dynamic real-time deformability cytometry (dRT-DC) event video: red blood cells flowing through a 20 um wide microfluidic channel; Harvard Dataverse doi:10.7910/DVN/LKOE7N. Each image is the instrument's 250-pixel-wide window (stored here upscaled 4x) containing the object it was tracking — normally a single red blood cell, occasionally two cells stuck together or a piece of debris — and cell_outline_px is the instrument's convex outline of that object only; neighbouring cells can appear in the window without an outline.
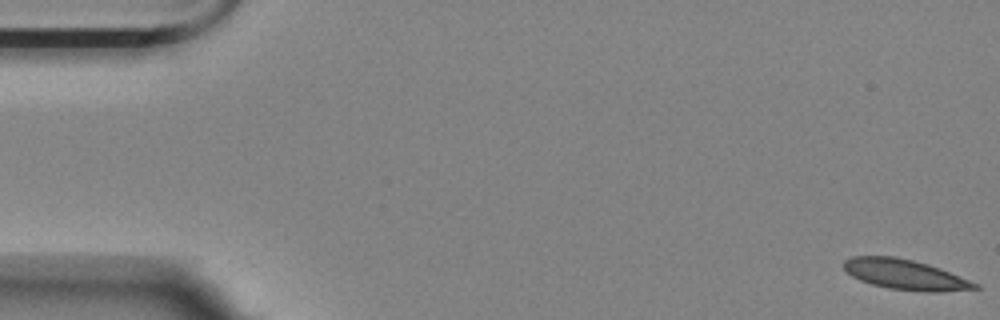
{"species": "Egyptian fruit bat (a non-hibernating species)", "species_latin": "Rousettus aegyptiacus", "temperature_condition": "room temperature", "stored_images_in_passage": 10, "camera_frame_rate_fps": 3000, "um_per_image_px": 0.085, "animal": {"sex": "female"}, "frame": {"image": 1, "passage_image": 1, "time_ms": 0.0, "image_size_px": [1000, 320], "cell_outline_px": [[980, 288], [940, 292], [924, 292], [888, 288], [872, 284], [860, 280], [852, 276], [844, 268], [844, 260], [852, 256], [896, 256], [928, 264], [940, 268], [980, 284]], "centroid_in_image_um": [76.96, 23.34], "position_along_channel_um": 8.0, "area_um2": 23.06}}